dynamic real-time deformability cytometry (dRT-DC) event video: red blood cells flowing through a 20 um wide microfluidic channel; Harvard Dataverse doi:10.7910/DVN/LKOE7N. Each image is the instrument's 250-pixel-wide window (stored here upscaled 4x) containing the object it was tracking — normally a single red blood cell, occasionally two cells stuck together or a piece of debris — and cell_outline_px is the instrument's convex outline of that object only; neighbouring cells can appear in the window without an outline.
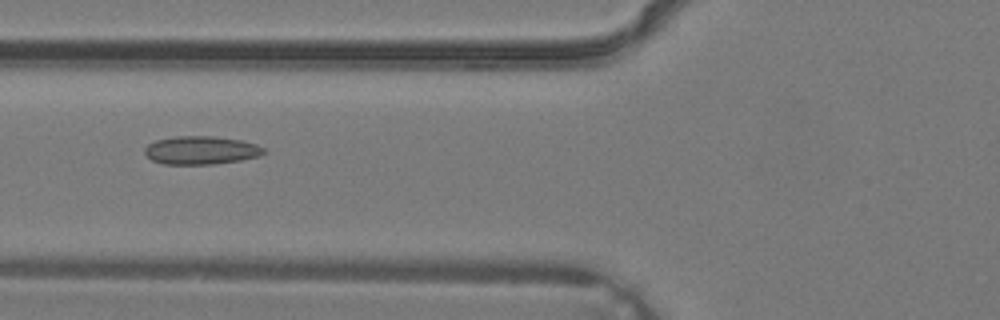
{"species": "common noctule bat (a hibernating species)", "species_latin": "Nyctalus noctula", "temperature_condition": "warm", "stored_images_in_passage": 2, "camera_frame_rate_fps": 3000, "um_per_image_px": 0.085, "animal": {"sex": "male", "body_mass_g": 19.2, "forearm_length_mm": 51.8}, "frame": {"image": 1, "passage_image": 2, "time_ms": 0.333, "image_size_px": [1000, 320], "cell_outline_px": [[268, 152], [260, 156], [240, 160], [212, 164], [164, 164], [152, 160], [144, 152], [144, 148], [148, 144], [156, 140], [176, 136], [212, 136], [240, 140], [256, 144], [264, 148]], "centroid_in_image_um": [17.1, 12.77], "position_along_channel_um": 108.7, "area_um2": 19.59}}